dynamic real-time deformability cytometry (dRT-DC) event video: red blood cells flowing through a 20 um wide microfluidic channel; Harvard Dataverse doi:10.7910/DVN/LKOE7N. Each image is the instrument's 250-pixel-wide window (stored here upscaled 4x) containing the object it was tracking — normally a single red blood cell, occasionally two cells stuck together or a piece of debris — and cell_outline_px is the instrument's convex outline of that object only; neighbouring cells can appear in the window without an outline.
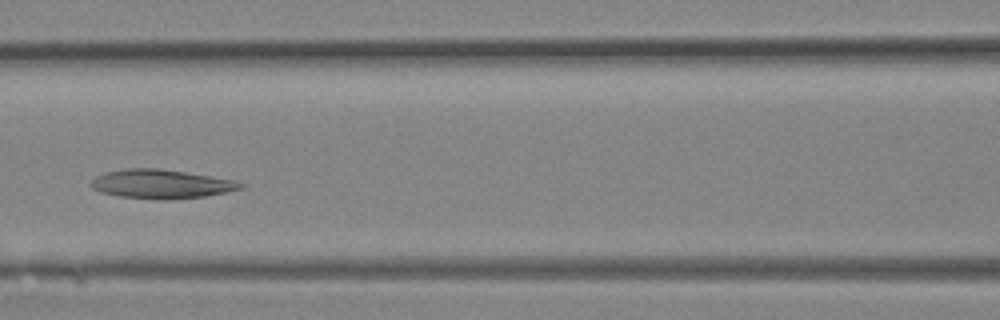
{"species": "Egyptian fruit bat (a non-hibernating species)", "species_latin": "Rousettus aegyptiacus", "temperature_condition": "room temperature", "stored_images_in_passage": 17, "camera_frame_rate_fps": 3000, "um_per_image_px": 0.085, "animal": {"sex": "female"}, "frame": {"image": 1, "passage_image": 12, "time_ms": 3.667, "image_size_px": [1000, 320], "cell_outline_px": [[248, 184], [244, 188], [204, 196], [120, 196], [100, 192], [92, 188], [88, 184], [96, 176], [104, 172], [124, 168], [160, 168], [212, 176], [236, 180]], "centroid_in_image_um": [13.7, 15.57], "position_along_channel_um": 152.9, "area_um2": 24.22}}
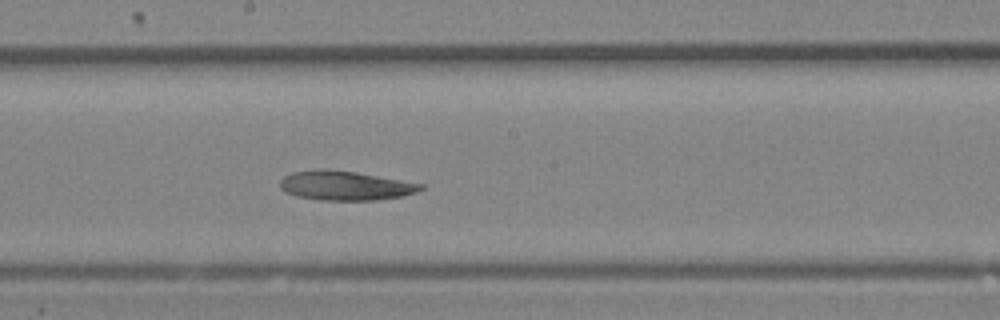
{"frame": {"image": 2, "passage_image": 15, "time_ms": 4.667, "image_size_px": [1000, 320], "cell_outline_px": [[424, 188], [416, 192], [400, 196], [376, 200], [320, 200], [296, 196], [280, 188], [280, 180], [284, 176], [292, 172], [320, 168], [324, 168], [356, 172], [424, 184]], "centroid_in_image_um": [29.32, 15.76], "position_along_channel_um": 218.9, "area_um2": 23.99}}
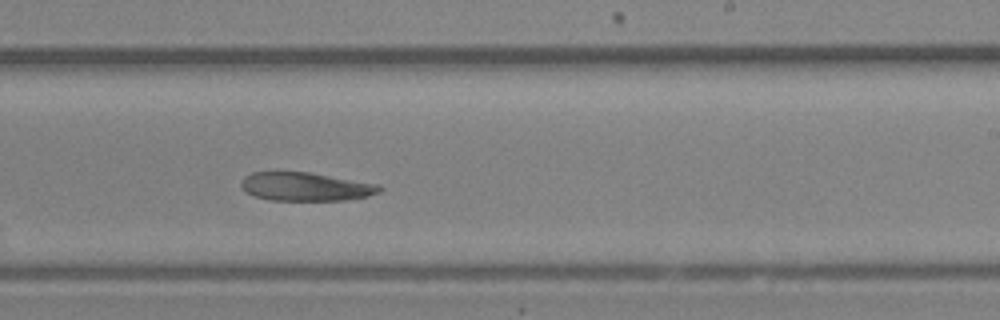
{"frame": {"image": 3, "passage_image": 17, "time_ms": 5.333, "image_size_px": [1000, 320], "cell_outline_px": [[384, 188], [380, 192], [368, 196], [344, 200], [272, 200], [256, 196], [244, 192], [240, 188], [240, 180], [244, 176], [252, 172], [276, 168], [308, 172], [380, 184]], "centroid_in_image_um": [25.89, 15.81], "position_along_channel_um": 263.1, "area_um2": 23.93}}